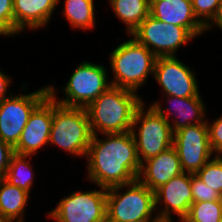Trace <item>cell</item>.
I'll return each mask as SVG.
<instances>
[{
    "label": "cell",
    "instance_id": "cell-1",
    "mask_svg": "<svg viewBox=\"0 0 222 222\" xmlns=\"http://www.w3.org/2000/svg\"><path fill=\"white\" fill-rule=\"evenodd\" d=\"M101 140L93 135L88 148V178L100 188L126 185L137 180L141 162L131 131L104 134Z\"/></svg>",
    "mask_w": 222,
    "mask_h": 222
},
{
    "label": "cell",
    "instance_id": "cell-2",
    "mask_svg": "<svg viewBox=\"0 0 222 222\" xmlns=\"http://www.w3.org/2000/svg\"><path fill=\"white\" fill-rule=\"evenodd\" d=\"M136 93L110 86L91 102L86 110L92 135L98 132L112 134L131 131L135 111L143 102Z\"/></svg>",
    "mask_w": 222,
    "mask_h": 222
},
{
    "label": "cell",
    "instance_id": "cell-3",
    "mask_svg": "<svg viewBox=\"0 0 222 222\" xmlns=\"http://www.w3.org/2000/svg\"><path fill=\"white\" fill-rule=\"evenodd\" d=\"M156 56L134 37L121 43L110 53V64L114 78L111 86L137 92L154 72Z\"/></svg>",
    "mask_w": 222,
    "mask_h": 222
},
{
    "label": "cell",
    "instance_id": "cell-4",
    "mask_svg": "<svg viewBox=\"0 0 222 222\" xmlns=\"http://www.w3.org/2000/svg\"><path fill=\"white\" fill-rule=\"evenodd\" d=\"M86 108L66 107L53 98L49 142L75 156L87 155L92 138Z\"/></svg>",
    "mask_w": 222,
    "mask_h": 222
},
{
    "label": "cell",
    "instance_id": "cell-5",
    "mask_svg": "<svg viewBox=\"0 0 222 222\" xmlns=\"http://www.w3.org/2000/svg\"><path fill=\"white\" fill-rule=\"evenodd\" d=\"M125 187L127 190L121 193L119 190ZM106 190L107 222L159 221L157 216L151 218L155 210V192L138 179Z\"/></svg>",
    "mask_w": 222,
    "mask_h": 222
},
{
    "label": "cell",
    "instance_id": "cell-6",
    "mask_svg": "<svg viewBox=\"0 0 222 222\" xmlns=\"http://www.w3.org/2000/svg\"><path fill=\"white\" fill-rule=\"evenodd\" d=\"M144 108V102L137 107L131 130L141 163L173 146V132L169 122L152 105L146 112ZM136 126L138 133L134 130Z\"/></svg>",
    "mask_w": 222,
    "mask_h": 222
},
{
    "label": "cell",
    "instance_id": "cell-7",
    "mask_svg": "<svg viewBox=\"0 0 222 222\" xmlns=\"http://www.w3.org/2000/svg\"><path fill=\"white\" fill-rule=\"evenodd\" d=\"M107 77L104 66L84 61L77 66L65 85L66 97L64 99L58 100L55 88L48 85L49 94L60 105L86 108L111 86Z\"/></svg>",
    "mask_w": 222,
    "mask_h": 222
},
{
    "label": "cell",
    "instance_id": "cell-8",
    "mask_svg": "<svg viewBox=\"0 0 222 222\" xmlns=\"http://www.w3.org/2000/svg\"><path fill=\"white\" fill-rule=\"evenodd\" d=\"M48 216L57 222H107V190L73 192L57 203Z\"/></svg>",
    "mask_w": 222,
    "mask_h": 222
},
{
    "label": "cell",
    "instance_id": "cell-9",
    "mask_svg": "<svg viewBox=\"0 0 222 222\" xmlns=\"http://www.w3.org/2000/svg\"><path fill=\"white\" fill-rule=\"evenodd\" d=\"M131 36L156 57L176 56V50L194 38L185 27L164 23L151 15L141 22Z\"/></svg>",
    "mask_w": 222,
    "mask_h": 222
},
{
    "label": "cell",
    "instance_id": "cell-10",
    "mask_svg": "<svg viewBox=\"0 0 222 222\" xmlns=\"http://www.w3.org/2000/svg\"><path fill=\"white\" fill-rule=\"evenodd\" d=\"M49 94L48 85L29 94L13 96L1 101L0 139L13 148L17 145L21 133L34 108Z\"/></svg>",
    "mask_w": 222,
    "mask_h": 222
},
{
    "label": "cell",
    "instance_id": "cell-11",
    "mask_svg": "<svg viewBox=\"0 0 222 222\" xmlns=\"http://www.w3.org/2000/svg\"><path fill=\"white\" fill-rule=\"evenodd\" d=\"M173 147L177 151L182 171L195 174L213 154L207 122L189 125L174 132Z\"/></svg>",
    "mask_w": 222,
    "mask_h": 222
},
{
    "label": "cell",
    "instance_id": "cell-12",
    "mask_svg": "<svg viewBox=\"0 0 222 222\" xmlns=\"http://www.w3.org/2000/svg\"><path fill=\"white\" fill-rule=\"evenodd\" d=\"M153 75L166 96L186 98L199 95L193 71L176 56L157 57Z\"/></svg>",
    "mask_w": 222,
    "mask_h": 222
},
{
    "label": "cell",
    "instance_id": "cell-13",
    "mask_svg": "<svg viewBox=\"0 0 222 222\" xmlns=\"http://www.w3.org/2000/svg\"><path fill=\"white\" fill-rule=\"evenodd\" d=\"M53 119V97L48 94L32 111L14 152L23 155H34L43 145L49 142Z\"/></svg>",
    "mask_w": 222,
    "mask_h": 222
},
{
    "label": "cell",
    "instance_id": "cell-14",
    "mask_svg": "<svg viewBox=\"0 0 222 222\" xmlns=\"http://www.w3.org/2000/svg\"><path fill=\"white\" fill-rule=\"evenodd\" d=\"M162 201L164 202L163 210L156 216L160 222L171 221V213H176L180 219H184L193 203L191 190V173L182 172L173 177L169 182L162 185L155 191V208Z\"/></svg>",
    "mask_w": 222,
    "mask_h": 222
},
{
    "label": "cell",
    "instance_id": "cell-15",
    "mask_svg": "<svg viewBox=\"0 0 222 222\" xmlns=\"http://www.w3.org/2000/svg\"><path fill=\"white\" fill-rule=\"evenodd\" d=\"M182 168L176 149H169L141 163L138 180L155 192L159 187L181 174Z\"/></svg>",
    "mask_w": 222,
    "mask_h": 222
},
{
    "label": "cell",
    "instance_id": "cell-16",
    "mask_svg": "<svg viewBox=\"0 0 222 222\" xmlns=\"http://www.w3.org/2000/svg\"><path fill=\"white\" fill-rule=\"evenodd\" d=\"M150 15L164 23L185 27L194 37L206 31L195 17L190 0H150Z\"/></svg>",
    "mask_w": 222,
    "mask_h": 222
},
{
    "label": "cell",
    "instance_id": "cell-17",
    "mask_svg": "<svg viewBox=\"0 0 222 222\" xmlns=\"http://www.w3.org/2000/svg\"><path fill=\"white\" fill-rule=\"evenodd\" d=\"M60 0H14V34L39 29L49 22Z\"/></svg>",
    "mask_w": 222,
    "mask_h": 222
},
{
    "label": "cell",
    "instance_id": "cell-18",
    "mask_svg": "<svg viewBox=\"0 0 222 222\" xmlns=\"http://www.w3.org/2000/svg\"><path fill=\"white\" fill-rule=\"evenodd\" d=\"M167 99H168L167 103H170L171 101V104L175 108V109L172 108V111L169 108L173 106L167 108L169 110L167 111V109L165 110V108L162 109L161 106L162 104H160L159 102L158 103L154 102L152 106L169 122L173 133L189 125H195L206 122V119L204 118L206 113L205 106L201 99L200 94L195 97H186V98L168 96ZM173 111L176 113L177 117L181 120L177 119L176 115H174L175 120L172 124L169 118L171 117L170 115L171 112L172 114H174Z\"/></svg>",
    "mask_w": 222,
    "mask_h": 222
},
{
    "label": "cell",
    "instance_id": "cell-19",
    "mask_svg": "<svg viewBox=\"0 0 222 222\" xmlns=\"http://www.w3.org/2000/svg\"><path fill=\"white\" fill-rule=\"evenodd\" d=\"M29 192L0 179V217L11 222H24L23 215ZM17 220V221H16Z\"/></svg>",
    "mask_w": 222,
    "mask_h": 222
},
{
    "label": "cell",
    "instance_id": "cell-20",
    "mask_svg": "<svg viewBox=\"0 0 222 222\" xmlns=\"http://www.w3.org/2000/svg\"><path fill=\"white\" fill-rule=\"evenodd\" d=\"M116 16L127 26L130 35L150 15V0H110Z\"/></svg>",
    "mask_w": 222,
    "mask_h": 222
},
{
    "label": "cell",
    "instance_id": "cell-21",
    "mask_svg": "<svg viewBox=\"0 0 222 222\" xmlns=\"http://www.w3.org/2000/svg\"><path fill=\"white\" fill-rule=\"evenodd\" d=\"M63 14L73 28L83 30L95 26L94 0H65Z\"/></svg>",
    "mask_w": 222,
    "mask_h": 222
},
{
    "label": "cell",
    "instance_id": "cell-22",
    "mask_svg": "<svg viewBox=\"0 0 222 222\" xmlns=\"http://www.w3.org/2000/svg\"><path fill=\"white\" fill-rule=\"evenodd\" d=\"M28 155L14 153L4 179L12 185L30 193L33 184L32 166L26 162Z\"/></svg>",
    "mask_w": 222,
    "mask_h": 222
},
{
    "label": "cell",
    "instance_id": "cell-23",
    "mask_svg": "<svg viewBox=\"0 0 222 222\" xmlns=\"http://www.w3.org/2000/svg\"><path fill=\"white\" fill-rule=\"evenodd\" d=\"M222 217V200L196 202L190 205L186 222H219Z\"/></svg>",
    "mask_w": 222,
    "mask_h": 222
},
{
    "label": "cell",
    "instance_id": "cell-24",
    "mask_svg": "<svg viewBox=\"0 0 222 222\" xmlns=\"http://www.w3.org/2000/svg\"><path fill=\"white\" fill-rule=\"evenodd\" d=\"M195 175L222 195V155L214 156Z\"/></svg>",
    "mask_w": 222,
    "mask_h": 222
},
{
    "label": "cell",
    "instance_id": "cell-25",
    "mask_svg": "<svg viewBox=\"0 0 222 222\" xmlns=\"http://www.w3.org/2000/svg\"><path fill=\"white\" fill-rule=\"evenodd\" d=\"M221 0H192V9L198 21L207 28L215 19Z\"/></svg>",
    "mask_w": 222,
    "mask_h": 222
},
{
    "label": "cell",
    "instance_id": "cell-26",
    "mask_svg": "<svg viewBox=\"0 0 222 222\" xmlns=\"http://www.w3.org/2000/svg\"><path fill=\"white\" fill-rule=\"evenodd\" d=\"M191 190L193 203L222 200V195L220 193L207 186L202 180H200L195 174L192 173Z\"/></svg>",
    "mask_w": 222,
    "mask_h": 222
},
{
    "label": "cell",
    "instance_id": "cell-27",
    "mask_svg": "<svg viewBox=\"0 0 222 222\" xmlns=\"http://www.w3.org/2000/svg\"><path fill=\"white\" fill-rule=\"evenodd\" d=\"M14 0H0V35H14Z\"/></svg>",
    "mask_w": 222,
    "mask_h": 222
},
{
    "label": "cell",
    "instance_id": "cell-28",
    "mask_svg": "<svg viewBox=\"0 0 222 222\" xmlns=\"http://www.w3.org/2000/svg\"><path fill=\"white\" fill-rule=\"evenodd\" d=\"M209 124L207 122L210 148L213 153L222 155V116Z\"/></svg>",
    "mask_w": 222,
    "mask_h": 222
},
{
    "label": "cell",
    "instance_id": "cell-29",
    "mask_svg": "<svg viewBox=\"0 0 222 222\" xmlns=\"http://www.w3.org/2000/svg\"><path fill=\"white\" fill-rule=\"evenodd\" d=\"M14 148L0 139V179L5 177Z\"/></svg>",
    "mask_w": 222,
    "mask_h": 222
},
{
    "label": "cell",
    "instance_id": "cell-30",
    "mask_svg": "<svg viewBox=\"0 0 222 222\" xmlns=\"http://www.w3.org/2000/svg\"><path fill=\"white\" fill-rule=\"evenodd\" d=\"M10 82L11 80L9 77H7V74H4L0 71V102L9 97H6V95L8 91L7 88L9 87Z\"/></svg>",
    "mask_w": 222,
    "mask_h": 222
},
{
    "label": "cell",
    "instance_id": "cell-31",
    "mask_svg": "<svg viewBox=\"0 0 222 222\" xmlns=\"http://www.w3.org/2000/svg\"><path fill=\"white\" fill-rule=\"evenodd\" d=\"M212 24H213V26L214 25L218 26L222 30V0H221V4H220V8H219L217 16L215 17L213 22L206 28V30L211 29L212 28V26H211Z\"/></svg>",
    "mask_w": 222,
    "mask_h": 222
},
{
    "label": "cell",
    "instance_id": "cell-32",
    "mask_svg": "<svg viewBox=\"0 0 222 222\" xmlns=\"http://www.w3.org/2000/svg\"><path fill=\"white\" fill-rule=\"evenodd\" d=\"M0 222H11V221H9V220H7L5 218L0 217Z\"/></svg>",
    "mask_w": 222,
    "mask_h": 222
},
{
    "label": "cell",
    "instance_id": "cell-33",
    "mask_svg": "<svg viewBox=\"0 0 222 222\" xmlns=\"http://www.w3.org/2000/svg\"><path fill=\"white\" fill-rule=\"evenodd\" d=\"M129 222H160V221H129Z\"/></svg>",
    "mask_w": 222,
    "mask_h": 222
},
{
    "label": "cell",
    "instance_id": "cell-34",
    "mask_svg": "<svg viewBox=\"0 0 222 222\" xmlns=\"http://www.w3.org/2000/svg\"><path fill=\"white\" fill-rule=\"evenodd\" d=\"M179 221H181V222H186L184 219H180ZM167 222H173V220L167 221Z\"/></svg>",
    "mask_w": 222,
    "mask_h": 222
}]
</instances>
